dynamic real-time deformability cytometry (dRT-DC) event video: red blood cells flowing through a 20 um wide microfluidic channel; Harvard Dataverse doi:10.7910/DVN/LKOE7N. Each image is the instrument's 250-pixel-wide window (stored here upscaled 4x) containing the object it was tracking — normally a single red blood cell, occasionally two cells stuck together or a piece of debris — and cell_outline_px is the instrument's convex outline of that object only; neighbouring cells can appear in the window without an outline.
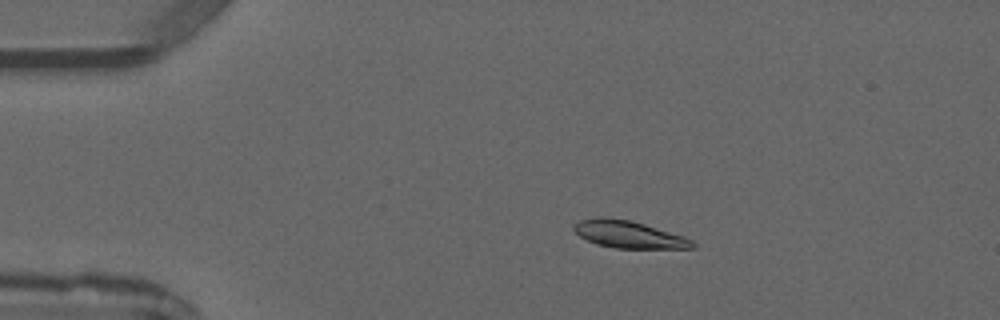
{"species": "common noctule bat (a hibernating species)", "species_latin": "Nyctalus noctula", "temperature_condition": "warm", "stored_images_in_passage": 3, "camera_frame_rate_fps": 3000, "um_per_image_px": 0.085, "animal": {"sex": "male", "forearm_length_mm": 52.5}, "frame": {"image": 1, "passage_image": 2, "time_ms": 1.333, "image_size_px": [1000, 320], "cell_outline_px": [[696, 248], [616, 248], [596, 244], [580, 236], [572, 228], [580, 220], [596, 216], [604, 216], [632, 220], [684, 236], [692, 240], [696, 244]], "centroid_in_image_um": [53.45, 19.91], "position_along_channel_um": 31.6, "area_um2": 18.9}}